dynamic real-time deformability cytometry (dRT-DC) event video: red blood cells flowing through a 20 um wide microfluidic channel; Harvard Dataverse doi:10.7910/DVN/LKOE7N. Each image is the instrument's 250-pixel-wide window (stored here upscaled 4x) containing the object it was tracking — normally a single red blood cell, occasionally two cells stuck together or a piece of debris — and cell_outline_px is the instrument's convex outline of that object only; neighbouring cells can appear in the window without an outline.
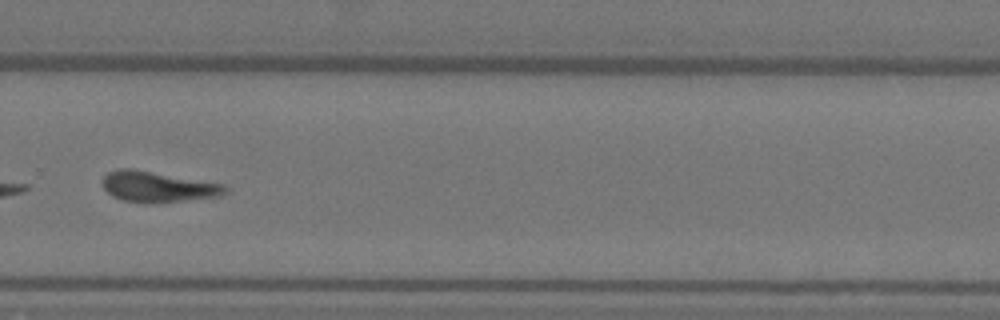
{"species": "Egyptian fruit bat (a non-hibernating species)", "species_latin": "Rousettus aegyptiacus", "temperature_condition": "warm", "stored_images_in_passage": 41, "camera_frame_rate_fps": 3000, "um_per_image_px": 0.085, "animal": {"sex": "female"}, "frame": {"image": 1, "passage_image": 24, "time_ms": 7.667, "image_size_px": [1000, 320], "cell_outline_px": [[228, 192], [220, 196], [156, 204], [144, 204], [124, 200], [112, 196], [104, 188], [104, 176], [108, 172], [120, 168], [132, 168], [224, 184], [228, 188]], "centroid_in_image_um": [13.44, 15.89], "position_along_channel_um": 316.4, "area_um2": 22.14}}
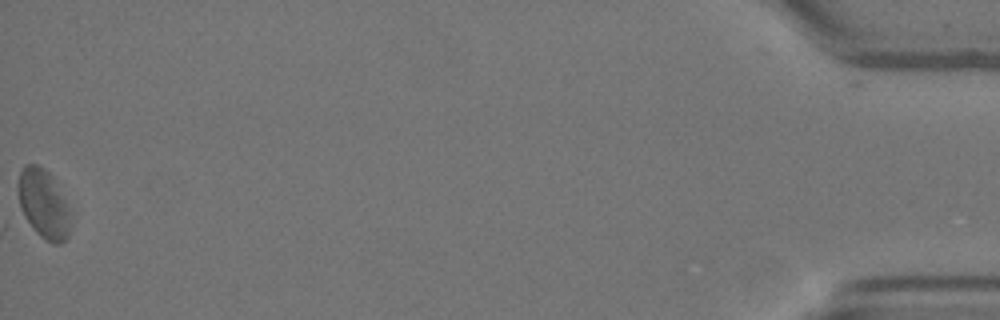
{"frame": {"image": 2, "passage_image": 41, "time_ms": 13.333, "image_size_px": [1000, 320], "cell_outline_px": [[68, 236], [60, 244], [52, 244], [40, 236], [32, 228], [24, 216], [20, 208], [16, 188], [20, 172], [24, 164], [36, 164], [44, 168], [52, 176], [68, 204]], "centroid_in_image_um": [3.65, 17.31], "position_along_channel_um": 431.6, "area_um2": 21.1}, "authors_computed_cell_mechanics": {"area_um2": 21.097, "velocity_mm_per_s": 3.7736, "shape_relaxation_time_tau1_ms": 8.15, "shape_relaxation_time_tau2_ms": null, "deformation_change_tau1": 0.193, "deformation_change_tau2": null}}